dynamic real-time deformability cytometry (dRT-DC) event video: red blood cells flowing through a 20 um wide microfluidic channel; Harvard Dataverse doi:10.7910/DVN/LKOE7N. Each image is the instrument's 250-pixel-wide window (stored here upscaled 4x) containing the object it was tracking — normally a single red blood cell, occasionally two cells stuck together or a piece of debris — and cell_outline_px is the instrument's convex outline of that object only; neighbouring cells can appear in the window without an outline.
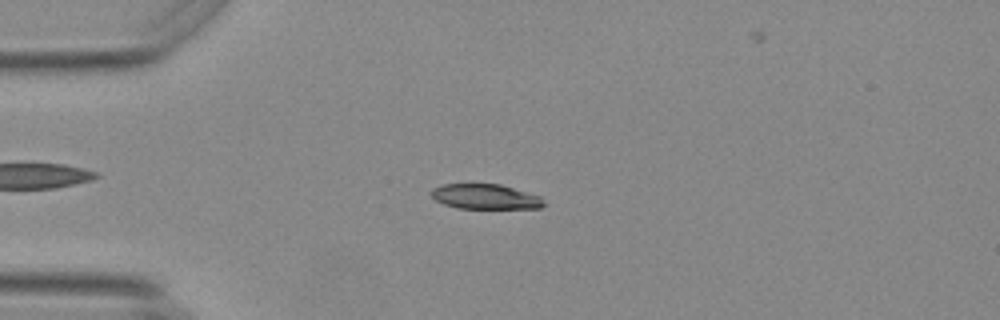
{"species": "Egyptian fruit bat (a non-hibernating species)", "species_latin": "Rousettus aegyptiacus", "temperature_condition": "warm", "stored_images_in_passage": 56, "camera_frame_rate_fps": 3000, "um_per_image_px": 0.085, "animal": {"sex": "female"}, "frame": {"image": 1, "passage_image": 14, "time_ms": 4.333, "image_size_px": [1000, 320], "cell_outline_px": [[544, 204], [540, 208], [456, 208], [444, 204], [436, 200], [428, 192], [432, 188], [444, 184], [500, 184], [540, 196]], "centroid_in_image_um": [41.2, 16.71], "position_along_channel_um": 43.8, "area_um2": 16.3}}
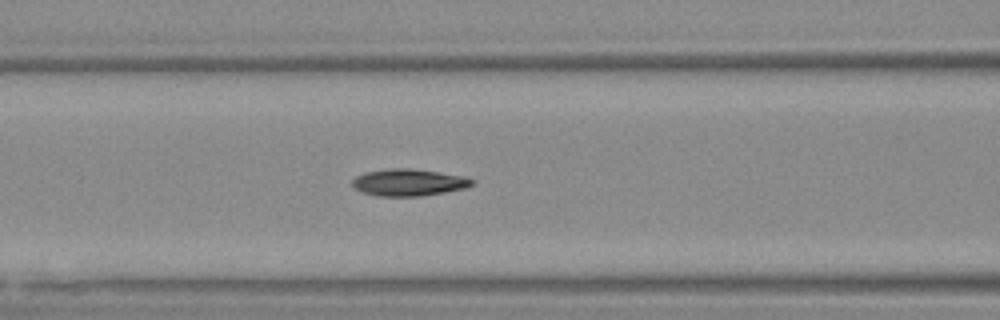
{"frame": {"image": 2, "passage_image": 23, "time_ms": 7.333, "image_size_px": [1000, 320], "cell_outline_px": [[472, 184], [464, 188], [444, 192], [420, 196], [380, 196], [364, 192], [356, 188], [352, 184], [352, 180], [356, 176], [368, 172], [388, 168], [408, 168], [464, 176], [472, 180]], "centroid_in_image_um": [34.71, 15.5], "position_along_channel_um": 131.9, "area_um2": 18.32}}
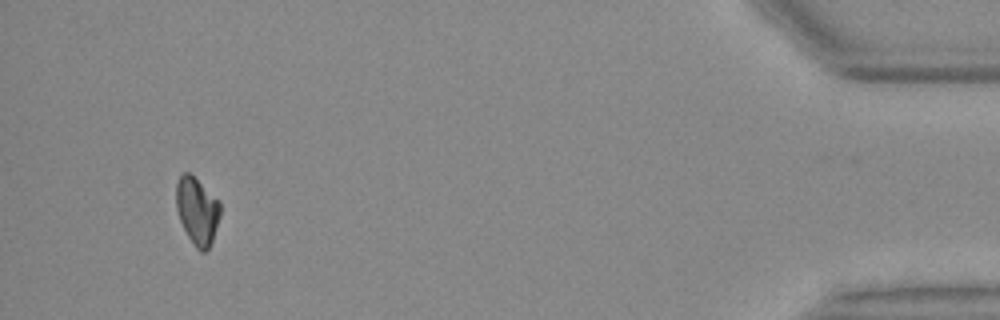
{"frame": {"image": 3, "passage_image": 52, "time_ms": 17.0, "image_size_px": [1000, 320], "cell_outline_px": [[220, 216], [212, 240], [208, 248], [204, 252], [200, 252], [196, 248], [188, 236], [180, 220], [176, 208], [176, 184], [180, 176], [184, 172], [188, 172], [220, 200]], "centroid_in_image_um": [16.76, 17.91], "position_along_channel_um": 418.4, "area_um2": 17.11}, "authors_computed_cell_mechanics": {"area_um2": 17.8024, "velocity_mm_per_s": 3.7206, "shape_relaxation_time_tau1_ms": 10.4157, "shape_relaxation_time_tau2_ms": 3.3689, "deformation_change_tau1": 0.2383, "deformation_change_tau2": 0.073}}